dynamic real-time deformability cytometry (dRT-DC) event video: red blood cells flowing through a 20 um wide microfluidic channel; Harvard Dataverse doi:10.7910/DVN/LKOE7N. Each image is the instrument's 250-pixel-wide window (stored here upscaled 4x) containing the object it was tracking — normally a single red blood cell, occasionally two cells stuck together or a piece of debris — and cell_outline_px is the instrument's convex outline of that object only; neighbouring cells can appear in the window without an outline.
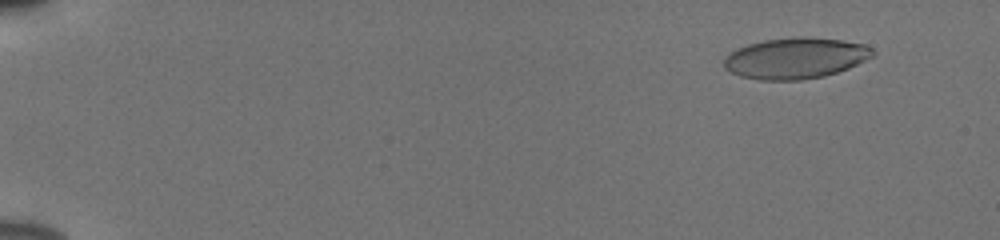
{"species": "human", "species_latin": "Homo sapiens", "temperature_condition": "cold", "stored_images_in_passage": 56, "camera_frame_rate_fps": 3000, "um_per_image_px": 0.085, "donor": {"sex": "male"}, "frame": {"image": 1, "passage_image": 6, "time_ms": 1.667, "image_size_px": [1000, 240], "cell_outline_px": [[876, 52], [872, 56], [848, 68], [824, 76], [800, 80], [760, 80], [740, 76], [724, 68], [724, 56], [728, 52], [736, 48], [748, 44], [764, 40], [800, 36], [808, 36], [840, 40], [864, 44], [872, 48]], "centroid_in_image_um": [67.58, 4.94], "position_along_channel_um": 17.4, "area_um2": 35.6}}
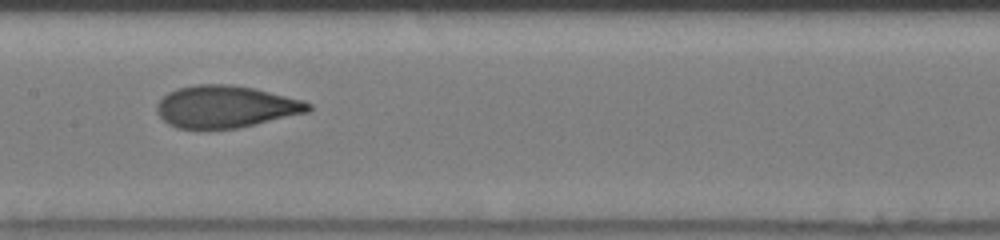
{"frame": {"image": 2, "passage_image": 31, "time_ms": 10.0, "image_size_px": [1000, 240], "cell_outline_px": [[312, 108], [308, 112], [236, 128], [176, 128], [168, 124], [156, 112], [156, 104], [168, 92], [176, 88], [196, 84], [228, 84], [252, 88], [304, 100], [312, 104]], "centroid_in_image_um": [19.16, 9.06], "position_along_channel_um": 188.2, "area_um2": 36.93}}
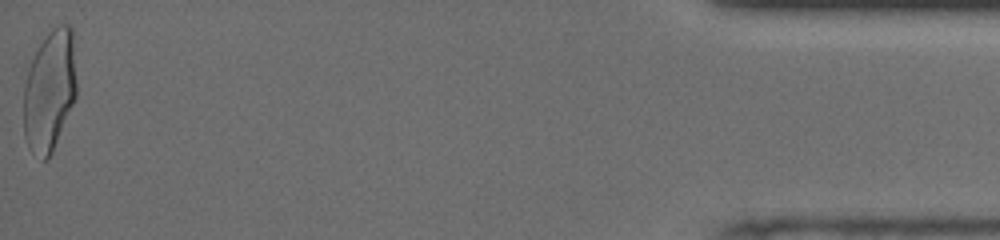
{"frame": {"image": 3, "passage_image": 56, "time_ms": 18.333, "image_size_px": [1000, 240], "cell_outline_px": [[76, 96], [52, 152], [48, 160], [40, 160], [28, 144], [24, 136], [24, 64], [48, 32], [52, 28], [60, 24], [68, 24], [72, 28], [76, 80]], "centroid_in_image_um": [4.17, 7.64], "position_along_channel_um": 431.0, "area_um2": 38.09}, "authors_computed_cell_mechanics": {"area_um2": 36.5585, "velocity_mm_per_s": 3.8624, "shape_relaxation_time_tau1_ms": 4.0887, "shape_relaxation_time_tau2_ms": 0.8768, "deformation_change_tau1": 0.1722, "deformation_change_tau2": 0.0708}}